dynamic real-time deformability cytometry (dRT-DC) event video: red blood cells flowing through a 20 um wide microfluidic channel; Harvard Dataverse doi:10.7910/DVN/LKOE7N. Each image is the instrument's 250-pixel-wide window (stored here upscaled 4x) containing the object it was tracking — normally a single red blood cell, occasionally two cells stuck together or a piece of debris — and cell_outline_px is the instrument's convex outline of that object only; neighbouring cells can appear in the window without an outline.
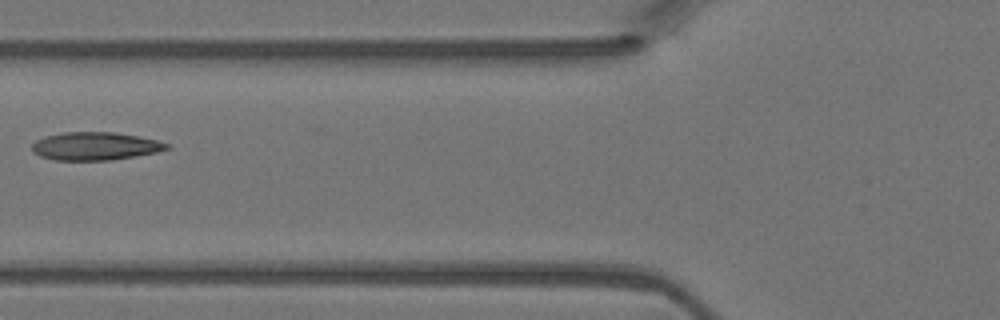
{"species": "Egyptian fruit bat (a non-hibernating species)", "species_latin": "Rousettus aegyptiacus", "temperature_condition": "warm", "stored_images_in_passage": 5, "camera_frame_rate_fps": 3000, "um_per_image_px": 0.085, "animal": {"sex": "female"}, "frame": {"image": 1, "passage_image": 5, "time_ms": 1.333, "image_size_px": [1000, 320], "cell_outline_px": [[172, 148], [156, 152], [136, 156], [112, 160], [56, 160], [40, 156], [32, 152], [32, 144], [36, 140], [44, 136], [64, 132], [112, 132], [136, 136], [156, 140], [168, 144]], "centroid_in_image_um": [8.07, 12.42], "position_along_channel_um": 117.7, "area_um2": 21.96}}